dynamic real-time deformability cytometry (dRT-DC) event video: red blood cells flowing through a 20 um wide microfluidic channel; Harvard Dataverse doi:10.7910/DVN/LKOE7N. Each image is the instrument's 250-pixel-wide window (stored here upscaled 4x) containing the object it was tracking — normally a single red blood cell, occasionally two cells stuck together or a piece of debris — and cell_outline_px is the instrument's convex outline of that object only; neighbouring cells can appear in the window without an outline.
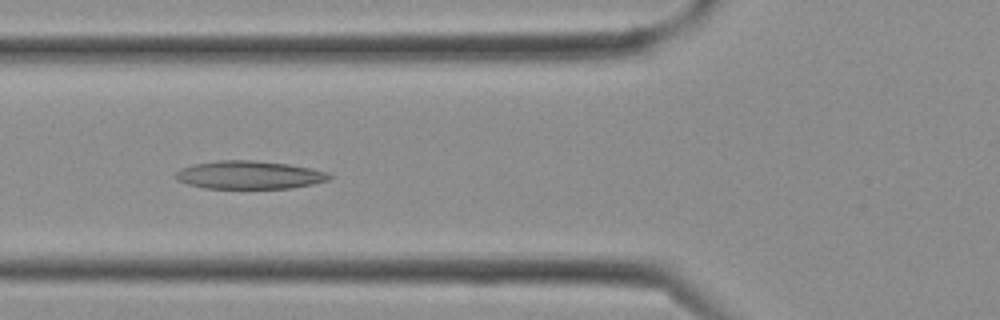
{"species": "Egyptian fruit bat (a non-hibernating species)", "species_latin": "Rousettus aegyptiacus", "temperature_condition": "cold", "stored_images_in_passage": 20, "camera_frame_rate_fps": 3000, "um_per_image_px": 0.085, "frame": {"image": 1, "passage_image": 11, "time_ms": 3.333, "image_size_px": [1000, 320], "cell_outline_px": [[332, 176], [328, 180], [312, 184], [292, 188], [204, 188], [188, 184], [176, 180], [172, 176], [180, 168], [192, 164], [216, 160], [252, 160], [288, 164], [312, 168], [328, 172]], "centroid_in_image_um": [21.15, 14.86], "position_along_channel_um": 104.7, "area_um2": 25.37}}
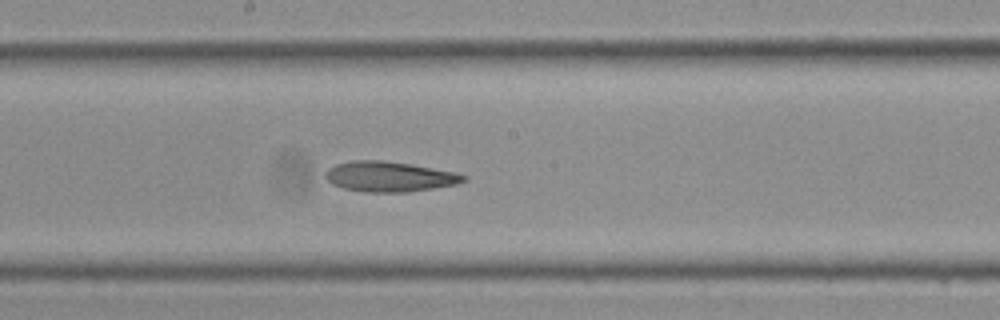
{"frame": {"image": 2, "passage_image": 16, "time_ms": 5.0, "image_size_px": [1000, 320], "cell_outline_px": [[468, 180], [456, 184], [408, 192], [364, 192], [344, 188], [332, 184], [324, 176], [328, 168], [336, 164], [352, 160], [380, 160], [408, 164], [432, 168], [452, 172], [468, 176]], "centroid_in_image_um": [33.07, 15.01], "position_along_channel_um": 215.1, "area_um2": 24.1}}
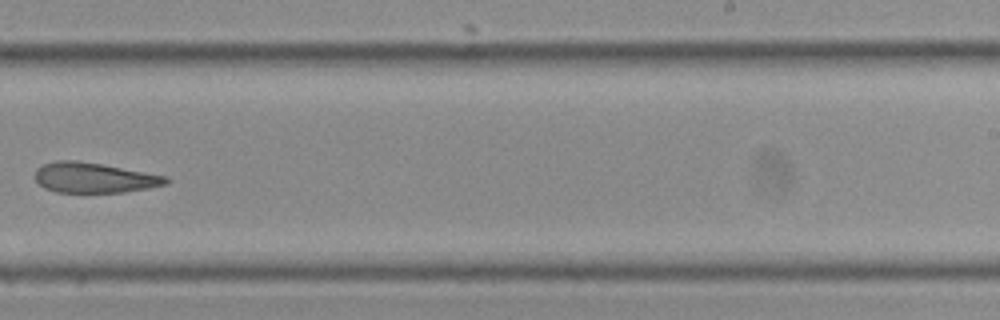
{"frame": {"image": 3, "passage_image": 19, "time_ms": 6.0, "image_size_px": [1000, 320], "cell_outline_px": [[168, 184], [148, 188], [124, 192], [56, 192], [44, 188], [32, 176], [36, 168], [44, 164], [56, 160], [76, 160], [100, 164], [168, 176]], "centroid_in_image_um": [7.96, 15.1], "position_along_channel_um": 281.0, "area_um2": 23.06}}